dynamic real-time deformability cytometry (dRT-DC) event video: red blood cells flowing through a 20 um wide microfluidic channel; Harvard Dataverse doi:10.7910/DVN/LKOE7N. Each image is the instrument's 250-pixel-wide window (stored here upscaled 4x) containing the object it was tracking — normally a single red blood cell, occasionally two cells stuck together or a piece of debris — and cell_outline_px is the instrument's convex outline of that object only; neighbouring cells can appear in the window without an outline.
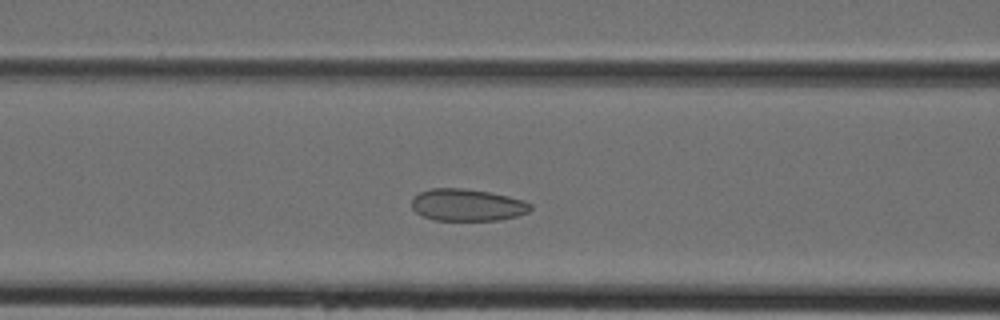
{"species": "Egyptian fruit bat (a non-hibernating species)", "species_latin": "Rousettus aegyptiacus", "temperature_condition": "cold", "stored_images_in_passage": 28, "camera_frame_rate_fps": 3000, "um_per_image_px": 0.085, "animal": {"sex": "female"}, "frame": {"image": 1, "passage_image": 5, "time_ms": 1.333, "image_size_px": [1000, 320], "cell_outline_px": [[532, 208], [528, 212], [516, 216], [500, 220], [432, 220], [416, 212], [412, 208], [412, 196], [420, 192], [432, 188], [464, 188], [488, 192], [508, 196], [524, 200], [532, 204]], "centroid_in_image_um": [39.71, 17.42], "position_along_channel_um": 126.9, "area_um2": 22.25}}
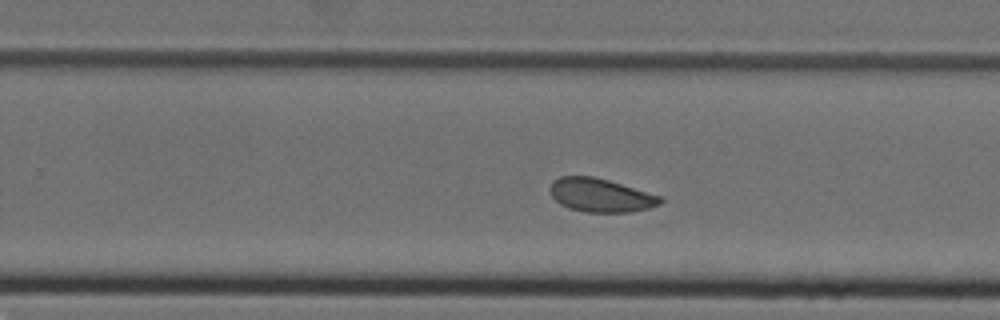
{"frame": {"image": 2, "passage_image": 15, "time_ms": 4.667, "image_size_px": [1000, 320], "cell_outline_px": [[664, 200], [660, 204], [648, 208], [632, 212], [584, 212], [568, 208], [560, 204], [552, 196], [548, 188], [552, 180], [560, 176], [592, 176], [608, 180], [660, 196]], "centroid_in_image_um": [51.0, 16.59], "position_along_channel_um": 278.8, "area_um2": 21.56}}
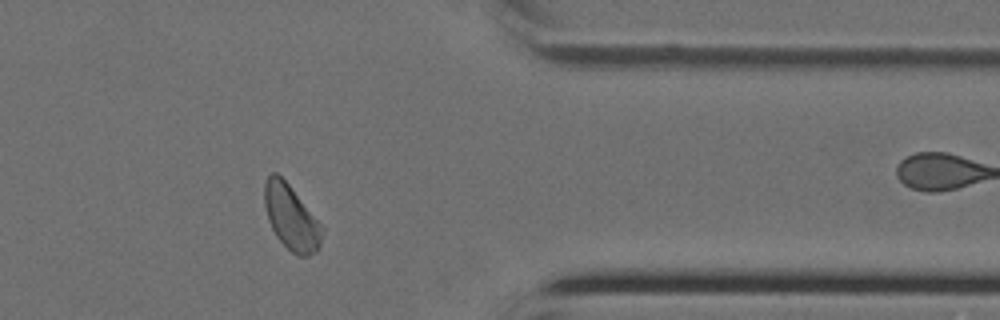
{"frame": {"image": 3, "passage_image": 23, "time_ms": 7.333, "image_size_px": [1000, 320], "cell_outline_px": [[324, 228], [320, 244], [316, 252], [308, 256], [300, 256], [292, 252], [276, 236], [268, 220], [264, 204], [264, 184], [268, 176], [272, 172], [276, 172], [288, 184]], "centroid_in_image_um": [24.74, 18.49], "position_along_channel_um": 386.7, "area_um2": 21.44}}